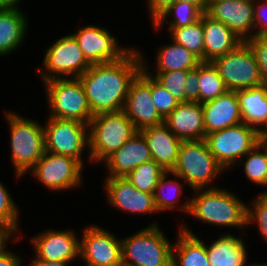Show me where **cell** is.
Segmentation results:
<instances>
[{"instance_id": "obj_34", "label": "cell", "mask_w": 267, "mask_h": 266, "mask_svg": "<svg viewBox=\"0 0 267 266\" xmlns=\"http://www.w3.org/2000/svg\"><path fill=\"white\" fill-rule=\"evenodd\" d=\"M242 162L245 176L249 181L267 187V159L257 144L238 161L239 164ZM263 193H267V190Z\"/></svg>"}, {"instance_id": "obj_36", "label": "cell", "mask_w": 267, "mask_h": 266, "mask_svg": "<svg viewBox=\"0 0 267 266\" xmlns=\"http://www.w3.org/2000/svg\"><path fill=\"white\" fill-rule=\"evenodd\" d=\"M257 195L247 206V225L257 224L262 240L267 242V193Z\"/></svg>"}, {"instance_id": "obj_35", "label": "cell", "mask_w": 267, "mask_h": 266, "mask_svg": "<svg viewBox=\"0 0 267 266\" xmlns=\"http://www.w3.org/2000/svg\"><path fill=\"white\" fill-rule=\"evenodd\" d=\"M189 70H175L169 72H156L151 76L167 89L179 102H186V79Z\"/></svg>"}, {"instance_id": "obj_45", "label": "cell", "mask_w": 267, "mask_h": 266, "mask_svg": "<svg viewBox=\"0 0 267 266\" xmlns=\"http://www.w3.org/2000/svg\"><path fill=\"white\" fill-rule=\"evenodd\" d=\"M31 266H71L70 262L63 261H46V260H32Z\"/></svg>"}, {"instance_id": "obj_16", "label": "cell", "mask_w": 267, "mask_h": 266, "mask_svg": "<svg viewBox=\"0 0 267 266\" xmlns=\"http://www.w3.org/2000/svg\"><path fill=\"white\" fill-rule=\"evenodd\" d=\"M74 231L47 229L31 238L35 257L32 260L74 263L79 257L80 239Z\"/></svg>"}, {"instance_id": "obj_41", "label": "cell", "mask_w": 267, "mask_h": 266, "mask_svg": "<svg viewBox=\"0 0 267 266\" xmlns=\"http://www.w3.org/2000/svg\"><path fill=\"white\" fill-rule=\"evenodd\" d=\"M199 65L188 71L186 79V102H199Z\"/></svg>"}, {"instance_id": "obj_9", "label": "cell", "mask_w": 267, "mask_h": 266, "mask_svg": "<svg viewBox=\"0 0 267 266\" xmlns=\"http://www.w3.org/2000/svg\"><path fill=\"white\" fill-rule=\"evenodd\" d=\"M211 63L228 90L237 91L264 84L254 54L245 41Z\"/></svg>"}, {"instance_id": "obj_39", "label": "cell", "mask_w": 267, "mask_h": 266, "mask_svg": "<svg viewBox=\"0 0 267 266\" xmlns=\"http://www.w3.org/2000/svg\"><path fill=\"white\" fill-rule=\"evenodd\" d=\"M19 208L11 197L10 192L0 182V220L10 223H19Z\"/></svg>"}, {"instance_id": "obj_24", "label": "cell", "mask_w": 267, "mask_h": 266, "mask_svg": "<svg viewBox=\"0 0 267 266\" xmlns=\"http://www.w3.org/2000/svg\"><path fill=\"white\" fill-rule=\"evenodd\" d=\"M21 9V10H20ZM18 5L0 7V56H7L23 45L28 20ZM26 34V35H25ZM3 55V56H2Z\"/></svg>"}, {"instance_id": "obj_38", "label": "cell", "mask_w": 267, "mask_h": 266, "mask_svg": "<svg viewBox=\"0 0 267 266\" xmlns=\"http://www.w3.org/2000/svg\"><path fill=\"white\" fill-rule=\"evenodd\" d=\"M245 42L252 50L262 79L267 84V35L254 36L245 40Z\"/></svg>"}, {"instance_id": "obj_44", "label": "cell", "mask_w": 267, "mask_h": 266, "mask_svg": "<svg viewBox=\"0 0 267 266\" xmlns=\"http://www.w3.org/2000/svg\"><path fill=\"white\" fill-rule=\"evenodd\" d=\"M12 251L0 255V266H21L22 257Z\"/></svg>"}, {"instance_id": "obj_31", "label": "cell", "mask_w": 267, "mask_h": 266, "mask_svg": "<svg viewBox=\"0 0 267 266\" xmlns=\"http://www.w3.org/2000/svg\"><path fill=\"white\" fill-rule=\"evenodd\" d=\"M172 40L195 54L204 62L203 14L201 18L188 26L167 28Z\"/></svg>"}, {"instance_id": "obj_40", "label": "cell", "mask_w": 267, "mask_h": 266, "mask_svg": "<svg viewBox=\"0 0 267 266\" xmlns=\"http://www.w3.org/2000/svg\"><path fill=\"white\" fill-rule=\"evenodd\" d=\"M267 35V0H254V36Z\"/></svg>"}, {"instance_id": "obj_1", "label": "cell", "mask_w": 267, "mask_h": 266, "mask_svg": "<svg viewBox=\"0 0 267 266\" xmlns=\"http://www.w3.org/2000/svg\"><path fill=\"white\" fill-rule=\"evenodd\" d=\"M143 69V55L135 47L119 60L91 65L80 77L92 115L121 111L131 83Z\"/></svg>"}, {"instance_id": "obj_6", "label": "cell", "mask_w": 267, "mask_h": 266, "mask_svg": "<svg viewBox=\"0 0 267 266\" xmlns=\"http://www.w3.org/2000/svg\"><path fill=\"white\" fill-rule=\"evenodd\" d=\"M223 171L226 172L203 139L182 141L178 161L172 173L180 176L192 190H196L216 188L211 183H214Z\"/></svg>"}, {"instance_id": "obj_33", "label": "cell", "mask_w": 267, "mask_h": 266, "mask_svg": "<svg viewBox=\"0 0 267 266\" xmlns=\"http://www.w3.org/2000/svg\"><path fill=\"white\" fill-rule=\"evenodd\" d=\"M165 172L167 171L154 160H151L140 164L125 177H127L131 184L138 190L154 194L158 180Z\"/></svg>"}, {"instance_id": "obj_20", "label": "cell", "mask_w": 267, "mask_h": 266, "mask_svg": "<svg viewBox=\"0 0 267 266\" xmlns=\"http://www.w3.org/2000/svg\"><path fill=\"white\" fill-rule=\"evenodd\" d=\"M164 123L182 141L203 140L206 137L204 112L199 102L179 103Z\"/></svg>"}, {"instance_id": "obj_37", "label": "cell", "mask_w": 267, "mask_h": 266, "mask_svg": "<svg viewBox=\"0 0 267 266\" xmlns=\"http://www.w3.org/2000/svg\"><path fill=\"white\" fill-rule=\"evenodd\" d=\"M151 97L155 108L165 119L179 104L172 94L151 76Z\"/></svg>"}, {"instance_id": "obj_43", "label": "cell", "mask_w": 267, "mask_h": 266, "mask_svg": "<svg viewBox=\"0 0 267 266\" xmlns=\"http://www.w3.org/2000/svg\"><path fill=\"white\" fill-rule=\"evenodd\" d=\"M176 0H147V7L152 23L167 10Z\"/></svg>"}, {"instance_id": "obj_14", "label": "cell", "mask_w": 267, "mask_h": 266, "mask_svg": "<svg viewBox=\"0 0 267 266\" xmlns=\"http://www.w3.org/2000/svg\"><path fill=\"white\" fill-rule=\"evenodd\" d=\"M80 238L79 257L87 265L122 266V242L96 224L86 226Z\"/></svg>"}, {"instance_id": "obj_29", "label": "cell", "mask_w": 267, "mask_h": 266, "mask_svg": "<svg viewBox=\"0 0 267 266\" xmlns=\"http://www.w3.org/2000/svg\"><path fill=\"white\" fill-rule=\"evenodd\" d=\"M156 58V67L154 68L156 72L192 70L201 63L195 54L173 40L170 44L160 46Z\"/></svg>"}, {"instance_id": "obj_18", "label": "cell", "mask_w": 267, "mask_h": 266, "mask_svg": "<svg viewBox=\"0 0 267 266\" xmlns=\"http://www.w3.org/2000/svg\"><path fill=\"white\" fill-rule=\"evenodd\" d=\"M206 14L228 26L243 41L254 37V0L208 1Z\"/></svg>"}, {"instance_id": "obj_2", "label": "cell", "mask_w": 267, "mask_h": 266, "mask_svg": "<svg viewBox=\"0 0 267 266\" xmlns=\"http://www.w3.org/2000/svg\"><path fill=\"white\" fill-rule=\"evenodd\" d=\"M190 199L189 216L209 223L208 225L245 229L247 225V206L236 194L227 189H196Z\"/></svg>"}, {"instance_id": "obj_49", "label": "cell", "mask_w": 267, "mask_h": 266, "mask_svg": "<svg viewBox=\"0 0 267 266\" xmlns=\"http://www.w3.org/2000/svg\"><path fill=\"white\" fill-rule=\"evenodd\" d=\"M248 266H267V263H261V264H258V263H254V264H249Z\"/></svg>"}, {"instance_id": "obj_42", "label": "cell", "mask_w": 267, "mask_h": 266, "mask_svg": "<svg viewBox=\"0 0 267 266\" xmlns=\"http://www.w3.org/2000/svg\"><path fill=\"white\" fill-rule=\"evenodd\" d=\"M18 225L19 223H10L0 220V255L10 251L6 248V245L8 246V241H11L9 239H12L11 237H14L13 235L18 233L17 231L20 229Z\"/></svg>"}, {"instance_id": "obj_32", "label": "cell", "mask_w": 267, "mask_h": 266, "mask_svg": "<svg viewBox=\"0 0 267 266\" xmlns=\"http://www.w3.org/2000/svg\"><path fill=\"white\" fill-rule=\"evenodd\" d=\"M198 83L199 103L201 104L217 98L228 90L211 62H201L199 64Z\"/></svg>"}, {"instance_id": "obj_30", "label": "cell", "mask_w": 267, "mask_h": 266, "mask_svg": "<svg viewBox=\"0 0 267 266\" xmlns=\"http://www.w3.org/2000/svg\"><path fill=\"white\" fill-rule=\"evenodd\" d=\"M203 12L194 4L188 2L175 1L167 10H165L159 18L153 23V27L161 29L169 20L167 28H179L191 25L198 21ZM171 17V18H170Z\"/></svg>"}, {"instance_id": "obj_25", "label": "cell", "mask_w": 267, "mask_h": 266, "mask_svg": "<svg viewBox=\"0 0 267 266\" xmlns=\"http://www.w3.org/2000/svg\"><path fill=\"white\" fill-rule=\"evenodd\" d=\"M172 251V266H211L207 255V244L190 230L186 224L178 228Z\"/></svg>"}, {"instance_id": "obj_17", "label": "cell", "mask_w": 267, "mask_h": 266, "mask_svg": "<svg viewBox=\"0 0 267 266\" xmlns=\"http://www.w3.org/2000/svg\"><path fill=\"white\" fill-rule=\"evenodd\" d=\"M104 182V190L107 202L124 212L141 215L158 213L155 206L153 193L138 190L127 177H107Z\"/></svg>"}, {"instance_id": "obj_11", "label": "cell", "mask_w": 267, "mask_h": 266, "mask_svg": "<svg viewBox=\"0 0 267 266\" xmlns=\"http://www.w3.org/2000/svg\"><path fill=\"white\" fill-rule=\"evenodd\" d=\"M258 131L241 122L237 125L207 134L205 141L217 162L225 169L243 158L256 144Z\"/></svg>"}, {"instance_id": "obj_26", "label": "cell", "mask_w": 267, "mask_h": 266, "mask_svg": "<svg viewBox=\"0 0 267 266\" xmlns=\"http://www.w3.org/2000/svg\"><path fill=\"white\" fill-rule=\"evenodd\" d=\"M244 236L223 233L217 240L207 245V255L211 266H247L248 252Z\"/></svg>"}, {"instance_id": "obj_46", "label": "cell", "mask_w": 267, "mask_h": 266, "mask_svg": "<svg viewBox=\"0 0 267 266\" xmlns=\"http://www.w3.org/2000/svg\"><path fill=\"white\" fill-rule=\"evenodd\" d=\"M257 145L264 152L266 159H267V132L266 131H262L258 133Z\"/></svg>"}, {"instance_id": "obj_4", "label": "cell", "mask_w": 267, "mask_h": 266, "mask_svg": "<svg viewBox=\"0 0 267 266\" xmlns=\"http://www.w3.org/2000/svg\"><path fill=\"white\" fill-rule=\"evenodd\" d=\"M153 222L137 233L121 238L122 266H172L173 244Z\"/></svg>"}, {"instance_id": "obj_15", "label": "cell", "mask_w": 267, "mask_h": 266, "mask_svg": "<svg viewBox=\"0 0 267 266\" xmlns=\"http://www.w3.org/2000/svg\"><path fill=\"white\" fill-rule=\"evenodd\" d=\"M72 35L91 65L117 61L131 49L119 46L117 37L101 26L85 25Z\"/></svg>"}, {"instance_id": "obj_21", "label": "cell", "mask_w": 267, "mask_h": 266, "mask_svg": "<svg viewBox=\"0 0 267 266\" xmlns=\"http://www.w3.org/2000/svg\"><path fill=\"white\" fill-rule=\"evenodd\" d=\"M139 132L147 142L152 160L167 172H172L178 161L182 140L165 123L144 128Z\"/></svg>"}, {"instance_id": "obj_12", "label": "cell", "mask_w": 267, "mask_h": 266, "mask_svg": "<svg viewBox=\"0 0 267 266\" xmlns=\"http://www.w3.org/2000/svg\"><path fill=\"white\" fill-rule=\"evenodd\" d=\"M83 169L79 160L45 150L30 172L47 189L61 192L82 184Z\"/></svg>"}, {"instance_id": "obj_10", "label": "cell", "mask_w": 267, "mask_h": 266, "mask_svg": "<svg viewBox=\"0 0 267 266\" xmlns=\"http://www.w3.org/2000/svg\"><path fill=\"white\" fill-rule=\"evenodd\" d=\"M44 128L45 150L70 156L83 165V154L89 153V126L77 120L48 117ZM87 148V150H85Z\"/></svg>"}, {"instance_id": "obj_13", "label": "cell", "mask_w": 267, "mask_h": 266, "mask_svg": "<svg viewBox=\"0 0 267 266\" xmlns=\"http://www.w3.org/2000/svg\"><path fill=\"white\" fill-rule=\"evenodd\" d=\"M150 74L149 66L143 59V69L131 83L123 108L137 131L165 122L152 101Z\"/></svg>"}, {"instance_id": "obj_23", "label": "cell", "mask_w": 267, "mask_h": 266, "mask_svg": "<svg viewBox=\"0 0 267 266\" xmlns=\"http://www.w3.org/2000/svg\"><path fill=\"white\" fill-rule=\"evenodd\" d=\"M204 62H212L234 50L243 40L228 26L203 13Z\"/></svg>"}, {"instance_id": "obj_47", "label": "cell", "mask_w": 267, "mask_h": 266, "mask_svg": "<svg viewBox=\"0 0 267 266\" xmlns=\"http://www.w3.org/2000/svg\"><path fill=\"white\" fill-rule=\"evenodd\" d=\"M180 2H188L196 5L203 13H206L208 7V0H176Z\"/></svg>"}, {"instance_id": "obj_3", "label": "cell", "mask_w": 267, "mask_h": 266, "mask_svg": "<svg viewBox=\"0 0 267 266\" xmlns=\"http://www.w3.org/2000/svg\"><path fill=\"white\" fill-rule=\"evenodd\" d=\"M5 117L10 127V161L15 177L21 179L35 167L45 151L44 128L15 111H6Z\"/></svg>"}, {"instance_id": "obj_7", "label": "cell", "mask_w": 267, "mask_h": 266, "mask_svg": "<svg viewBox=\"0 0 267 266\" xmlns=\"http://www.w3.org/2000/svg\"><path fill=\"white\" fill-rule=\"evenodd\" d=\"M43 86L50 109L48 117L89 124L93 115L79 78L53 79L43 82Z\"/></svg>"}, {"instance_id": "obj_8", "label": "cell", "mask_w": 267, "mask_h": 266, "mask_svg": "<svg viewBox=\"0 0 267 266\" xmlns=\"http://www.w3.org/2000/svg\"><path fill=\"white\" fill-rule=\"evenodd\" d=\"M44 53L43 71L37 70L43 82L79 78L91 66L72 34L57 39Z\"/></svg>"}, {"instance_id": "obj_28", "label": "cell", "mask_w": 267, "mask_h": 266, "mask_svg": "<svg viewBox=\"0 0 267 266\" xmlns=\"http://www.w3.org/2000/svg\"><path fill=\"white\" fill-rule=\"evenodd\" d=\"M169 175H172L177 180L170 179ZM179 179H181L183 182L181 180L179 182ZM183 183H185L186 185V182L180 176L175 175L172 172H165V174L158 180V184L155 188L153 195H154L155 206L159 213L165 211L168 212L169 210L172 211L173 209L177 210L178 208L179 210L185 213L187 212L188 214L190 208V198H188L186 202L180 199V196L184 191ZM178 201L180 202L183 201L184 204ZM176 203L180 204L176 205Z\"/></svg>"}, {"instance_id": "obj_48", "label": "cell", "mask_w": 267, "mask_h": 266, "mask_svg": "<svg viewBox=\"0 0 267 266\" xmlns=\"http://www.w3.org/2000/svg\"><path fill=\"white\" fill-rule=\"evenodd\" d=\"M22 0H0V7H11L21 4Z\"/></svg>"}, {"instance_id": "obj_19", "label": "cell", "mask_w": 267, "mask_h": 266, "mask_svg": "<svg viewBox=\"0 0 267 266\" xmlns=\"http://www.w3.org/2000/svg\"><path fill=\"white\" fill-rule=\"evenodd\" d=\"M152 156L144 136L137 131L117 151L102 163L108 177H125L140 164L151 161Z\"/></svg>"}, {"instance_id": "obj_5", "label": "cell", "mask_w": 267, "mask_h": 266, "mask_svg": "<svg viewBox=\"0 0 267 266\" xmlns=\"http://www.w3.org/2000/svg\"><path fill=\"white\" fill-rule=\"evenodd\" d=\"M88 126L89 163L101 164L137 132L123 110L94 115Z\"/></svg>"}, {"instance_id": "obj_22", "label": "cell", "mask_w": 267, "mask_h": 266, "mask_svg": "<svg viewBox=\"0 0 267 266\" xmlns=\"http://www.w3.org/2000/svg\"><path fill=\"white\" fill-rule=\"evenodd\" d=\"M202 108L206 135L243 122L236 91L227 90Z\"/></svg>"}, {"instance_id": "obj_27", "label": "cell", "mask_w": 267, "mask_h": 266, "mask_svg": "<svg viewBox=\"0 0 267 266\" xmlns=\"http://www.w3.org/2000/svg\"><path fill=\"white\" fill-rule=\"evenodd\" d=\"M242 121L258 132L267 130V84L236 91Z\"/></svg>"}]
</instances>
